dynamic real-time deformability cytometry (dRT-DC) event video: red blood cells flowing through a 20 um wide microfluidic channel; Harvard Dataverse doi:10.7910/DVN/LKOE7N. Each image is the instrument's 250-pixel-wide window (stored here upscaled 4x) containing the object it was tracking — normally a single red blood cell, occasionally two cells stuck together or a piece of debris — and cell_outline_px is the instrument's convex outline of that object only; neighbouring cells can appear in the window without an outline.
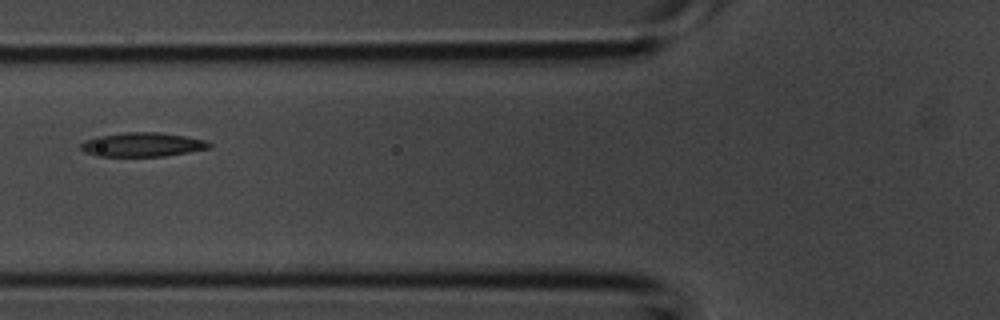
{"species": "common noctule bat (a hibernating species)", "species_latin": "Nyctalus noctula", "temperature_condition": "room temperature", "stored_images_in_passage": 2, "camera_frame_rate_fps": 3000, "um_per_image_px": 0.085, "animal": {"sex": "male", "body_mass_g": 20.1, "forearm_length_mm": 53.5}, "frame": {"image": 1, "passage_image": 2, "time_ms": 0.333, "image_size_px": [1000, 320], "cell_outline_px": [[212, 148], [164, 156], [96, 156], [84, 152], [80, 148], [80, 144], [84, 140], [96, 136], [124, 132], [160, 132], [208, 140], [212, 144]], "centroid_in_image_um": [12.1, 12.28], "position_along_channel_um": 113.7, "area_um2": 18.26}}